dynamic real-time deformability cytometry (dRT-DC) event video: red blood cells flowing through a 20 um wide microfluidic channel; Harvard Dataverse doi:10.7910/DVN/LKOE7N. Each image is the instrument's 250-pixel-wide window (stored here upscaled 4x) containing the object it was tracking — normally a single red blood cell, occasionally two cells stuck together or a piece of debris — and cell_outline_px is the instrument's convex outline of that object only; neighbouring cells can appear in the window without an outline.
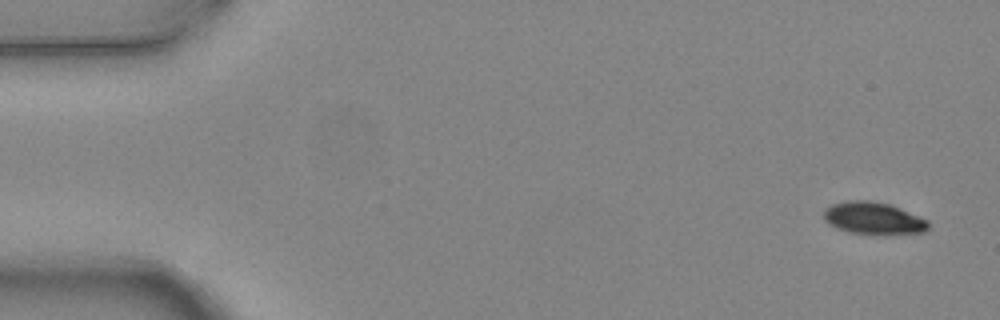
{"species": "common noctule bat (a hibernating species)", "species_latin": "Nyctalus noctula", "temperature_condition": "warm", "stored_images_in_passage": 7, "camera_frame_rate_fps": 3000, "um_per_image_px": 0.085, "animal": {"sex": "female", "body_mass_g": 24.6, "forearm_length_mm": 56.2}, "frame": {"image": 1, "passage_image": 1, "time_ms": 0.0, "image_size_px": [1000, 320], "cell_outline_px": [[928, 228], [924, 232], [880, 236], [852, 232], [828, 224], [824, 220], [824, 212], [832, 204], [848, 200], [868, 200], [888, 204], [900, 208], [928, 220]], "centroid_in_image_um": [74.27, 18.57], "position_along_channel_um": 10.7, "area_um2": 19.71}}
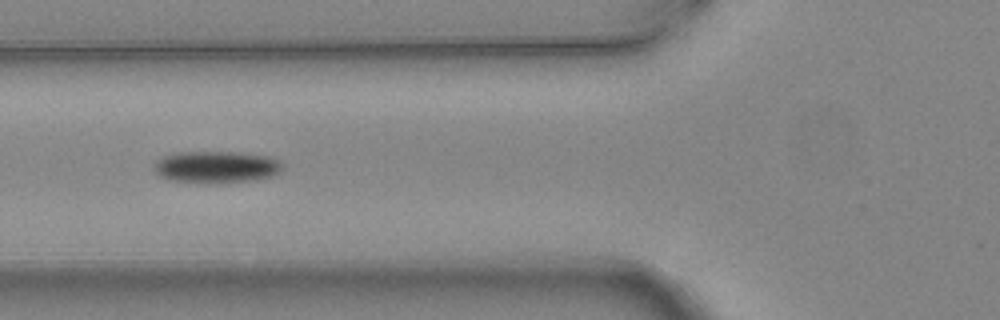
{"frame": {"image": 2, "passage_image": 6, "time_ms": 1.667, "image_size_px": [1000, 320], "cell_outline_px": [[284, 164], [280, 172], [272, 176], [256, 180], [216, 184], [212, 184], [168, 180], [160, 176], [152, 168], [152, 164], [160, 156], [172, 152], [240, 152], [272, 156], [280, 160]], "centroid_in_image_um": [18.37, 14.19], "position_along_channel_um": 107.4, "area_um2": 24.8}}
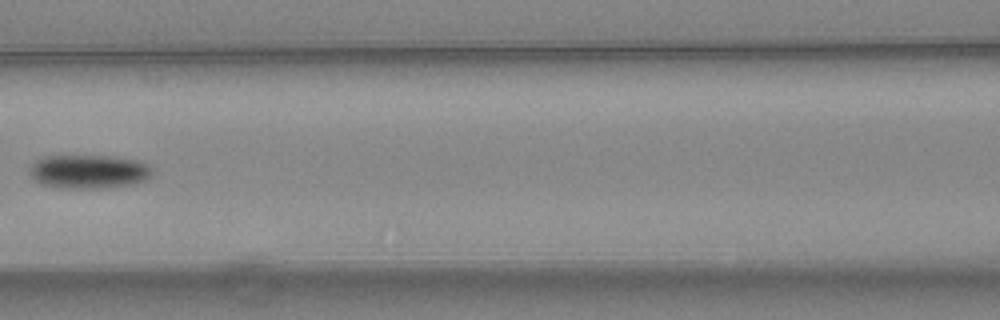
{"frame": {"image": 3, "passage_image": 7, "time_ms": 2.0, "image_size_px": [1000, 320], "cell_outline_px": [[152, 176], [136, 184], [112, 188], [56, 188], [40, 184], [32, 180], [32, 164], [36, 160], [48, 156], [112, 156], [136, 160], [148, 164], [152, 168]], "centroid_in_image_um": [7.58, 14.61], "position_along_channel_um": 159.0, "area_um2": 24.39}}